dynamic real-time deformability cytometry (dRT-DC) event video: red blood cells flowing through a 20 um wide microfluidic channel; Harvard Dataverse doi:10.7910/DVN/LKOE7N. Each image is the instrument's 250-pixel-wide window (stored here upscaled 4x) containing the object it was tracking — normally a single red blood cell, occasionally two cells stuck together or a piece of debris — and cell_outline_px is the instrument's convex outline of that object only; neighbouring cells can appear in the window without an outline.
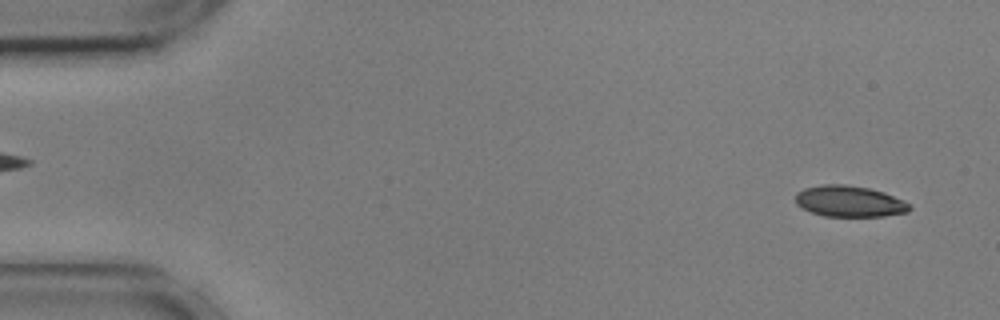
{"species": "common noctule bat (a hibernating species)", "species_latin": "Nyctalus noctula", "temperature_condition": "cold", "stored_images_in_passage": 16, "camera_frame_rate_fps": 3000, "um_per_image_px": 0.085, "animal": {"sex": "male", "body_mass_g": 17.9, "forearm_length_mm": 54.2}, "frame": {"image": 1, "passage_image": 3, "time_ms": 0.667, "image_size_px": [1000, 320], "cell_outline_px": [[912, 208], [908, 212], [884, 216], [824, 216], [812, 212], [796, 204], [796, 192], [804, 188], [820, 184], [844, 184], [868, 188], [884, 192], [904, 200], [912, 204]], "centroid_in_image_um": [72.23, 17.1], "position_along_channel_um": 12.8, "area_um2": 20.81}}
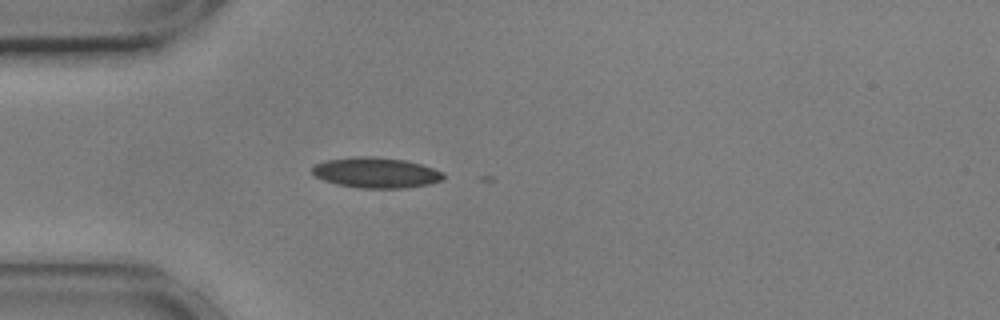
{"frame": {"image": 2, "passage_image": 15, "time_ms": 4.667, "image_size_px": [1000, 320], "cell_outline_px": [[444, 180], [432, 184], [408, 188], [356, 188], [336, 184], [324, 180], [316, 176], [312, 172], [312, 168], [316, 164], [324, 160], [352, 156], [372, 156], [404, 160], [420, 164], [444, 172]], "centroid_in_image_um": [31.98, 14.68], "position_along_channel_um": 53.0, "area_um2": 23.58}}